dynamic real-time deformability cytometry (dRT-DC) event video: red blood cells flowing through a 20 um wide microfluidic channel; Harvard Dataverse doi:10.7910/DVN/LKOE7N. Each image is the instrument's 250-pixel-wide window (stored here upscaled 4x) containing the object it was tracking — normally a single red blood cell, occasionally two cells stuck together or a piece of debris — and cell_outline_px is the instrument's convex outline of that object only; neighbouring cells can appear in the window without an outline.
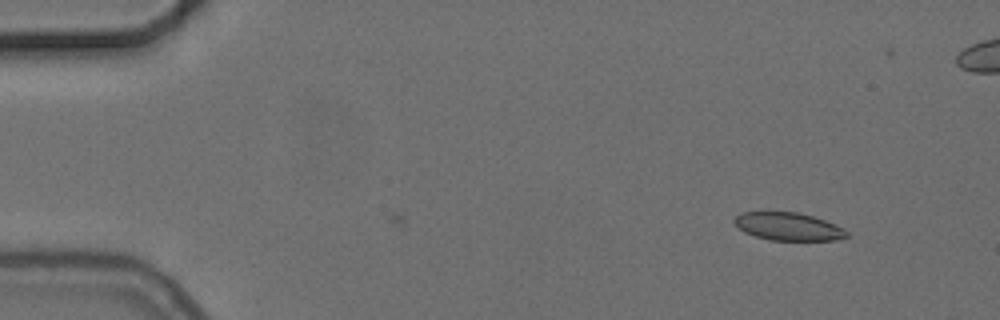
{"species": "common noctule bat (a hibernating species)", "species_latin": "Nyctalus noctula", "temperature_condition": "cold", "stored_images_in_passage": 11, "camera_frame_rate_fps": 3000, "um_per_image_px": 0.085, "animal": {"sex": "female", "body_mass_g": 24.6, "forearm_length_mm": 56.2}, "frame": {"image": 1, "passage_image": 11, "time_ms": 3.333, "image_size_px": [1000, 320], "cell_outline_px": [[848, 236], [836, 240], [772, 240], [756, 236], [744, 232], [732, 220], [736, 216], [744, 212], [796, 212], [812, 216], [836, 224], [848, 232]], "centroid_in_image_um": [67.02, 19.25], "position_along_channel_um": 18.0, "area_um2": 18.03}}